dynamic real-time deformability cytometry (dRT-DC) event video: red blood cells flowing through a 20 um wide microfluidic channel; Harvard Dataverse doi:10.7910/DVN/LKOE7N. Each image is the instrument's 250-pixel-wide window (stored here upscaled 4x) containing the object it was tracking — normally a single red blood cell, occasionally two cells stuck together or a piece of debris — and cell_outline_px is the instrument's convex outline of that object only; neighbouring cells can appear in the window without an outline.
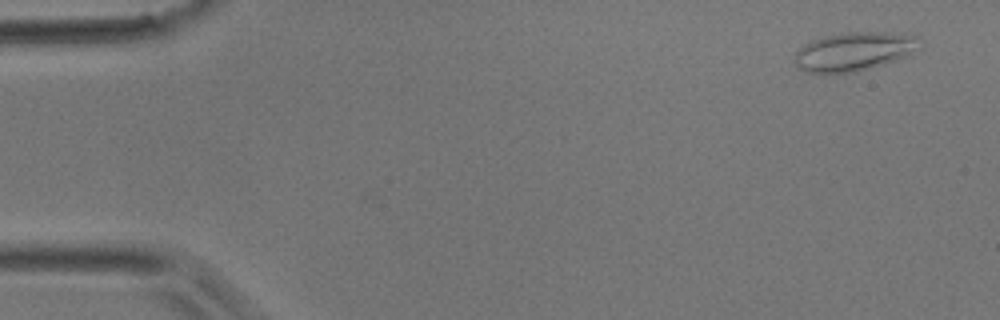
{"species": "common noctule bat (a hibernating species)", "species_latin": "Nyctalus noctula", "temperature_condition": "room temperature", "stored_images_in_passage": 5, "camera_frame_rate_fps": 3000, "um_per_image_px": 0.085, "animal": {"sex": "male", "body_mass_g": 17.9}, "frame": {"image": 1, "passage_image": 1, "time_ms": 0.0, "image_size_px": [1000, 320], "cell_outline_px": [[924, 48], [908, 56], [884, 64], [852, 72], [808, 72], [800, 68], [792, 60], [796, 52], [800, 48], [812, 40], [828, 36], [848, 32], [908, 32], [924, 40]], "centroid_in_image_um": [72.75, 4.34], "position_along_channel_um": 12.2, "area_um2": 28.55}}
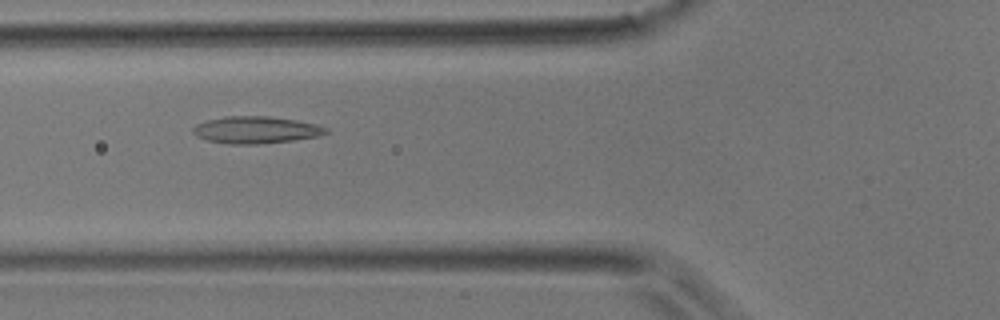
{"frame": {"image": 2, "passage_image": 5, "time_ms": 1.333, "image_size_px": [1000, 320], "cell_outline_px": [[328, 132], [320, 136], [292, 140], [260, 144], [228, 144], [208, 140], [196, 136], [192, 132], [192, 128], [196, 124], [208, 120], [224, 116], [268, 116], [296, 120], [316, 124], [328, 128]], "centroid_in_image_um": [21.75, 11.04], "position_along_channel_um": 104.1, "area_um2": 20.98}}